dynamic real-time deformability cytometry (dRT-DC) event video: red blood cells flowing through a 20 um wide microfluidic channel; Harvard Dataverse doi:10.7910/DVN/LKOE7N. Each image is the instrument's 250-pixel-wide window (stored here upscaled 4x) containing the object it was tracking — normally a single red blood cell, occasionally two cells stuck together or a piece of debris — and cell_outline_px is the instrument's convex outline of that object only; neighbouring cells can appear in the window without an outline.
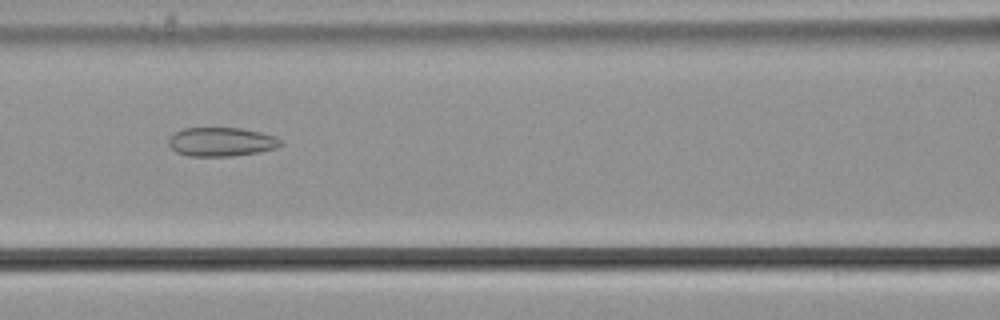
{"species": "common noctule bat (a hibernating species)", "species_latin": "Nyctalus noctula", "temperature_condition": "cold", "stored_images_in_passage": 33, "camera_frame_rate_fps": 3000, "um_per_image_px": 0.085, "animal": {"sex": "male", "body_mass_g": 21.5, "forearm_length_mm": 52.0}, "frame": {"image": 1, "passage_image": 24, "time_ms": 7.667, "image_size_px": [1000, 320], "cell_outline_px": [[284, 144], [276, 148], [260, 152], [232, 156], [188, 156], [176, 152], [168, 144], [168, 136], [184, 128], [240, 128], [260, 132], [276, 136], [284, 140]], "centroid_in_image_um": [18.84, 12.06], "position_along_channel_um": 147.8, "area_um2": 19.13}}
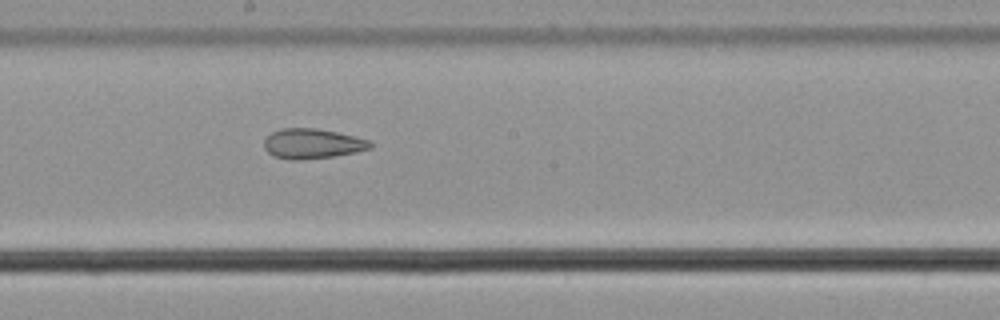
{"frame": {"image": 2, "passage_image": 30, "time_ms": 9.667, "image_size_px": [1000, 320], "cell_outline_px": [[372, 148], [356, 152], [332, 156], [300, 160], [292, 160], [272, 156], [264, 148], [264, 140], [272, 132], [280, 128], [316, 128], [336, 132], [372, 140]], "centroid_in_image_um": [26.55, 12.21], "position_along_channel_um": 221.6, "area_um2": 18.61}}
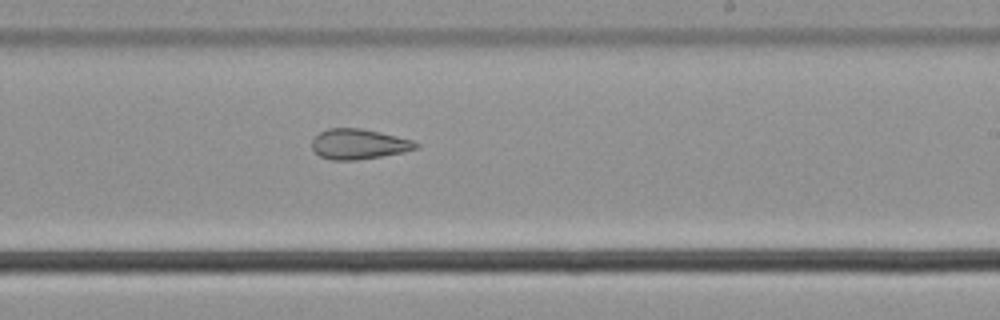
{"frame": {"image": 3, "passage_image": 33, "time_ms": 10.667, "image_size_px": [1000, 320], "cell_outline_px": [[420, 148], [404, 152], [356, 160], [332, 160], [320, 156], [312, 148], [312, 140], [320, 132], [328, 128], [360, 128], [380, 132], [412, 140], [420, 144]], "centroid_in_image_um": [30.51, 12.25], "position_along_channel_um": 258.5, "area_um2": 18.26}}